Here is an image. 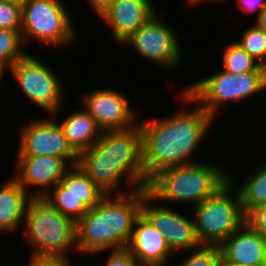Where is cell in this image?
<instances>
[{"instance_id": "cell-1", "label": "cell", "mask_w": 266, "mask_h": 266, "mask_svg": "<svg viewBox=\"0 0 266 266\" xmlns=\"http://www.w3.org/2000/svg\"><path fill=\"white\" fill-rule=\"evenodd\" d=\"M182 102L194 104L192 110H177L168 118H151L138 122L142 134V162L148 181L166 168L189 165L194 152L207 131L213 128L214 119L184 90ZM192 158V159H191Z\"/></svg>"}, {"instance_id": "cell-2", "label": "cell", "mask_w": 266, "mask_h": 266, "mask_svg": "<svg viewBox=\"0 0 266 266\" xmlns=\"http://www.w3.org/2000/svg\"><path fill=\"white\" fill-rule=\"evenodd\" d=\"M147 189L122 195H106L76 221L77 254H102L104 250L126 249Z\"/></svg>"}, {"instance_id": "cell-3", "label": "cell", "mask_w": 266, "mask_h": 266, "mask_svg": "<svg viewBox=\"0 0 266 266\" xmlns=\"http://www.w3.org/2000/svg\"><path fill=\"white\" fill-rule=\"evenodd\" d=\"M228 182L229 170H224L223 165L202 161L161 170L148 181L146 189L157 202H185L193 208Z\"/></svg>"}, {"instance_id": "cell-4", "label": "cell", "mask_w": 266, "mask_h": 266, "mask_svg": "<svg viewBox=\"0 0 266 266\" xmlns=\"http://www.w3.org/2000/svg\"><path fill=\"white\" fill-rule=\"evenodd\" d=\"M23 225V236L34 247L31 254L68 258L71 252L77 253L76 222L43 197L30 199Z\"/></svg>"}, {"instance_id": "cell-5", "label": "cell", "mask_w": 266, "mask_h": 266, "mask_svg": "<svg viewBox=\"0 0 266 266\" xmlns=\"http://www.w3.org/2000/svg\"><path fill=\"white\" fill-rule=\"evenodd\" d=\"M230 174L223 188L193 208L195 232L201 245L219 246L243 225L244 211Z\"/></svg>"}, {"instance_id": "cell-6", "label": "cell", "mask_w": 266, "mask_h": 266, "mask_svg": "<svg viewBox=\"0 0 266 266\" xmlns=\"http://www.w3.org/2000/svg\"><path fill=\"white\" fill-rule=\"evenodd\" d=\"M183 89L215 120L224 104L244 102L263 93L266 90V72L233 74L221 70Z\"/></svg>"}, {"instance_id": "cell-7", "label": "cell", "mask_w": 266, "mask_h": 266, "mask_svg": "<svg viewBox=\"0 0 266 266\" xmlns=\"http://www.w3.org/2000/svg\"><path fill=\"white\" fill-rule=\"evenodd\" d=\"M68 11L63 0H27L22 6L24 43L35 39L54 47L64 48L72 44L76 41L77 31Z\"/></svg>"}, {"instance_id": "cell-8", "label": "cell", "mask_w": 266, "mask_h": 266, "mask_svg": "<svg viewBox=\"0 0 266 266\" xmlns=\"http://www.w3.org/2000/svg\"><path fill=\"white\" fill-rule=\"evenodd\" d=\"M10 72L25 97L45 113L52 115L62 108L65 90L47 63L28 53L11 66Z\"/></svg>"}, {"instance_id": "cell-9", "label": "cell", "mask_w": 266, "mask_h": 266, "mask_svg": "<svg viewBox=\"0 0 266 266\" xmlns=\"http://www.w3.org/2000/svg\"><path fill=\"white\" fill-rule=\"evenodd\" d=\"M157 12L122 45L133 48L141 58L153 62L163 69L179 67L182 61V47L177 33L159 17Z\"/></svg>"}, {"instance_id": "cell-10", "label": "cell", "mask_w": 266, "mask_h": 266, "mask_svg": "<svg viewBox=\"0 0 266 266\" xmlns=\"http://www.w3.org/2000/svg\"><path fill=\"white\" fill-rule=\"evenodd\" d=\"M62 109L48 117L34 118L20 128L17 156L42 155L64 158L71 166L77 165L78 154L68 144L57 119Z\"/></svg>"}, {"instance_id": "cell-11", "label": "cell", "mask_w": 266, "mask_h": 266, "mask_svg": "<svg viewBox=\"0 0 266 266\" xmlns=\"http://www.w3.org/2000/svg\"><path fill=\"white\" fill-rule=\"evenodd\" d=\"M141 214L161 235L165 236L167 245L174 255L190 252L201 246L195 232L193 218L180 214L171 207V204L170 207L167 204L157 205L156 199L148 192L142 200Z\"/></svg>"}, {"instance_id": "cell-12", "label": "cell", "mask_w": 266, "mask_h": 266, "mask_svg": "<svg viewBox=\"0 0 266 266\" xmlns=\"http://www.w3.org/2000/svg\"><path fill=\"white\" fill-rule=\"evenodd\" d=\"M83 108L102 131L130 129L138 124V115L123 92L113 88L89 91L82 96Z\"/></svg>"}, {"instance_id": "cell-13", "label": "cell", "mask_w": 266, "mask_h": 266, "mask_svg": "<svg viewBox=\"0 0 266 266\" xmlns=\"http://www.w3.org/2000/svg\"><path fill=\"white\" fill-rule=\"evenodd\" d=\"M80 168L106 195H122L147 186L144 172L135 163L109 160H78ZM125 177V183L122 180ZM120 183L126 184L125 189ZM128 188V189H127Z\"/></svg>"}, {"instance_id": "cell-14", "label": "cell", "mask_w": 266, "mask_h": 266, "mask_svg": "<svg viewBox=\"0 0 266 266\" xmlns=\"http://www.w3.org/2000/svg\"><path fill=\"white\" fill-rule=\"evenodd\" d=\"M16 159L13 177L32 197H44L72 167L61 157L17 156Z\"/></svg>"}, {"instance_id": "cell-15", "label": "cell", "mask_w": 266, "mask_h": 266, "mask_svg": "<svg viewBox=\"0 0 266 266\" xmlns=\"http://www.w3.org/2000/svg\"><path fill=\"white\" fill-rule=\"evenodd\" d=\"M78 160L135 163L144 172L139 124L126 130L103 131L93 146L78 154Z\"/></svg>"}, {"instance_id": "cell-16", "label": "cell", "mask_w": 266, "mask_h": 266, "mask_svg": "<svg viewBox=\"0 0 266 266\" xmlns=\"http://www.w3.org/2000/svg\"><path fill=\"white\" fill-rule=\"evenodd\" d=\"M156 13L151 0H115L99 18L111 28L114 41L121 45Z\"/></svg>"}, {"instance_id": "cell-17", "label": "cell", "mask_w": 266, "mask_h": 266, "mask_svg": "<svg viewBox=\"0 0 266 266\" xmlns=\"http://www.w3.org/2000/svg\"><path fill=\"white\" fill-rule=\"evenodd\" d=\"M126 249L142 266H167L174 257L165 236L142 214L134 222L133 234Z\"/></svg>"}, {"instance_id": "cell-18", "label": "cell", "mask_w": 266, "mask_h": 266, "mask_svg": "<svg viewBox=\"0 0 266 266\" xmlns=\"http://www.w3.org/2000/svg\"><path fill=\"white\" fill-rule=\"evenodd\" d=\"M221 256L228 262L266 266V240L244 224L220 245Z\"/></svg>"}, {"instance_id": "cell-19", "label": "cell", "mask_w": 266, "mask_h": 266, "mask_svg": "<svg viewBox=\"0 0 266 266\" xmlns=\"http://www.w3.org/2000/svg\"><path fill=\"white\" fill-rule=\"evenodd\" d=\"M32 196L12 176L0 186V234L17 233Z\"/></svg>"}, {"instance_id": "cell-20", "label": "cell", "mask_w": 266, "mask_h": 266, "mask_svg": "<svg viewBox=\"0 0 266 266\" xmlns=\"http://www.w3.org/2000/svg\"><path fill=\"white\" fill-rule=\"evenodd\" d=\"M57 121L68 144L77 154L93 146L103 132L96 120L84 108L75 110L62 119V122Z\"/></svg>"}, {"instance_id": "cell-21", "label": "cell", "mask_w": 266, "mask_h": 266, "mask_svg": "<svg viewBox=\"0 0 266 266\" xmlns=\"http://www.w3.org/2000/svg\"><path fill=\"white\" fill-rule=\"evenodd\" d=\"M60 182L69 191L75 193L89 209L97 205L106 196L77 165L72 166Z\"/></svg>"}, {"instance_id": "cell-22", "label": "cell", "mask_w": 266, "mask_h": 266, "mask_svg": "<svg viewBox=\"0 0 266 266\" xmlns=\"http://www.w3.org/2000/svg\"><path fill=\"white\" fill-rule=\"evenodd\" d=\"M237 188L242 208L266 204V162L256 167ZM241 186V187H240Z\"/></svg>"}, {"instance_id": "cell-23", "label": "cell", "mask_w": 266, "mask_h": 266, "mask_svg": "<svg viewBox=\"0 0 266 266\" xmlns=\"http://www.w3.org/2000/svg\"><path fill=\"white\" fill-rule=\"evenodd\" d=\"M43 198L62 215L70 217L75 222L89 210L79 197L69 191L61 182L57 183Z\"/></svg>"}, {"instance_id": "cell-24", "label": "cell", "mask_w": 266, "mask_h": 266, "mask_svg": "<svg viewBox=\"0 0 266 266\" xmlns=\"http://www.w3.org/2000/svg\"><path fill=\"white\" fill-rule=\"evenodd\" d=\"M223 69L233 74L248 72H266V68L261 66L256 60L235 40L225 44L223 50Z\"/></svg>"}, {"instance_id": "cell-25", "label": "cell", "mask_w": 266, "mask_h": 266, "mask_svg": "<svg viewBox=\"0 0 266 266\" xmlns=\"http://www.w3.org/2000/svg\"><path fill=\"white\" fill-rule=\"evenodd\" d=\"M240 38L236 41L241 47L266 68V34L254 24L245 29Z\"/></svg>"}, {"instance_id": "cell-26", "label": "cell", "mask_w": 266, "mask_h": 266, "mask_svg": "<svg viewBox=\"0 0 266 266\" xmlns=\"http://www.w3.org/2000/svg\"><path fill=\"white\" fill-rule=\"evenodd\" d=\"M24 45L21 31L0 29V58L11 66L28 54Z\"/></svg>"}, {"instance_id": "cell-27", "label": "cell", "mask_w": 266, "mask_h": 266, "mask_svg": "<svg viewBox=\"0 0 266 266\" xmlns=\"http://www.w3.org/2000/svg\"><path fill=\"white\" fill-rule=\"evenodd\" d=\"M221 252L219 246L201 245L191 250L179 266H218Z\"/></svg>"}, {"instance_id": "cell-28", "label": "cell", "mask_w": 266, "mask_h": 266, "mask_svg": "<svg viewBox=\"0 0 266 266\" xmlns=\"http://www.w3.org/2000/svg\"><path fill=\"white\" fill-rule=\"evenodd\" d=\"M22 7L0 0V29L21 31Z\"/></svg>"}, {"instance_id": "cell-29", "label": "cell", "mask_w": 266, "mask_h": 266, "mask_svg": "<svg viewBox=\"0 0 266 266\" xmlns=\"http://www.w3.org/2000/svg\"><path fill=\"white\" fill-rule=\"evenodd\" d=\"M243 224L266 240V204L243 208Z\"/></svg>"}, {"instance_id": "cell-30", "label": "cell", "mask_w": 266, "mask_h": 266, "mask_svg": "<svg viewBox=\"0 0 266 266\" xmlns=\"http://www.w3.org/2000/svg\"><path fill=\"white\" fill-rule=\"evenodd\" d=\"M104 266H142L127 249L109 251Z\"/></svg>"}, {"instance_id": "cell-31", "label": "cell", "mask_w": 266, "mask_h": 266, "mask_svg": "<svg viewBox=\"0 0 266 266\" xmlns=\"http://www.w3.org/2000/svg\"><path fill=\"white\" fill-rule=\"evenodd\" d=\"M27 266H71L69 258L61 256L34 255L30 254ZM71 264V265H70Z\"/></svg>"}, {"instance_id": "cell-32", "label": "cell", "mask_w": 266, "mask_h": 266, "mask_svg": "<svg viewBox=\"0 0 266 266\" xmlns=\"http://www.w3.org/2000/svg\"><path fill=\"white\" fill-rule=\"evenodd\" d=\"M236 5L244 12H255L256 18L266 6V0H236Z\"/></svg>"}, {"instance_id": "cell-33", "label": "cell", "mask_w": 266, "mask_h": 266, "mask_svg": "<svg viewBox=\"0 0 266 266\" xmlns=\"http://www.w3.org/2000/svg\"><path fill=\"white\" fill-rule=\"evenodd\" d=\"M115 0H89L92 8L98 16L101 15Z\"/></svg>"}, {"instance_id": "cell-34", "label": "cell", "mask_w": 266, "mask_h": 266, "mask_svg": "<svg viewBox=\"0 0 266 266\" xmlns=\"http://www.w3.org/2000/svg\"><path fill=\"white\" fill-rule=\"evenodd\" d=\"M255 22L254 24H256L266 34V6L262 9L258 17L255 18Z\"/></svg>"}, {"instance_id": "cell-35", "label": "cell", "mask_w": 266, "mask_h": 266, "mask_svg": "<svg viewBox=\"0 0 266 266\" xmlns=\"http://www.w3.org/2000/svg\"><path fill=\"white\" fill-rule=\"evenodd\" d=\"M6 71H9L10 73L11 65L4 59L0 58V79H2Z\"/></svg>"}, {"instance_id": "cell-36", "label": "cell", "mask_w": 266, "mask_h": 266, "mask_svg": "<svg viewBox=\"0 0 266 266\" xmlns=\"http://www.w3.org/2000/svg\"><path fill=\"white\" fill-rule=\"evenodd\" d=\"M208 1V2H207ZM214 1V3H218V1L219 2H221V1H223V0H188V3H189V5L190 6H192L193 5V7H194V5H198V4H203V3H205V2H207V3H210V2H213ZM226 1V0H225Z\"/></svg>"}, {"instance_id": "cell-37", "label": "cell", "mask_w": 266, "mask_h": 266, "mask_svg": "<svg viewBox=\"0 0 266 266\" xmlns=\"http://www.w3.org/2000/svg\"><path fill=\"white\" fill-rule=\"evenodd\" d=\"M218 266H253V265H244V264H236L226 261L222 256L220 257V262Z\"/></svg>"}, {"instance_id": "cell-38", "label": "cell", "mask_w": 266, "mask_h": 266, "mask_svg": "<svg viewBox=\"0 0 266 266\" xmlns=\"http://www.w3.org/2000/svg\"><path fill=\"white\" fill-rule=\"evenodd\" d=\"M15 5L22 7L27 0H5Z\"/></svg>"}]
</instances>
